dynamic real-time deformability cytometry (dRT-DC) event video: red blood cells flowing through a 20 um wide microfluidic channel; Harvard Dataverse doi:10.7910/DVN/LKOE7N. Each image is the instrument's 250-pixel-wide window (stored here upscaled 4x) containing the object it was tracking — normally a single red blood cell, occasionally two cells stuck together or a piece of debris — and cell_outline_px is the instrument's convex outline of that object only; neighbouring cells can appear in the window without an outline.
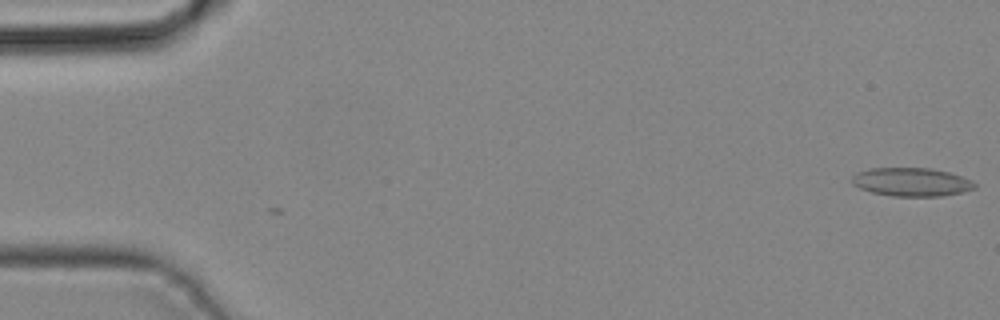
{"species": "common noctule bat (a hibernating species)", "species_latin": "Nyctalus noctula", "temperature_condition": "cold", "stored_images_in_passage": 43, "camera_frame_rate_fps": 3000, "um_per_image_px": 0.085, "animal": {"sex": "male", "body_mass_g": 19.2, "forearm_length_mm": 51.8}, "frame": {"image": 1, "passage_image": 1, "time_ms": 0.0, "image_size_px": [1000, 320], "cell_outline_px": [[976, 188], [960, 192], [940, 196], [892, 196], [872, 192], [860, 188], [852, 184], [852, 176], [860, 172], [872, 168], [928, 168], [948, 172], [972, 180], [976, 184]], "centroid_in_image_um": [77.48, 15.47], "position_along_channel_um": 7.5, "area_um2": 20.11}}
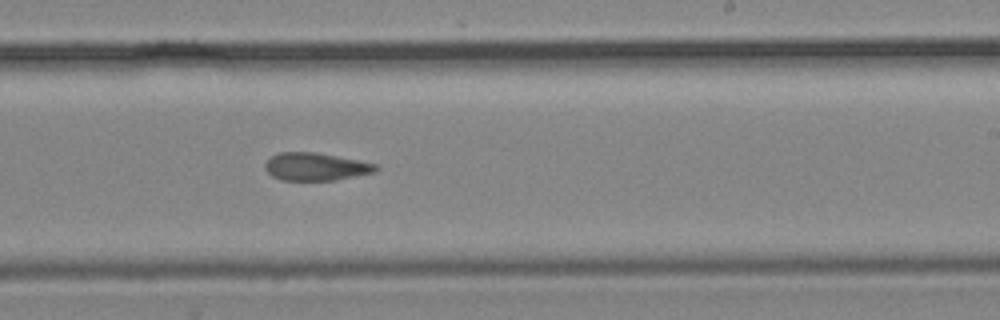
{"frame": {"image": 2, "passage_image": 26, "time_ms": 8.333, "image_size_px": [1000, 320], "cell_outline_px": [[380, 168], [376, 172], [336, 180], [280, 180], [272, 176], [264, 168], [264, 164], [272, 156], [280, 152], [312, 152], [356, 160], [376, 164]], "centroid_in_image_um": [26.83, 14.18], "position_along_channel_um": 262.2, "area_um2": 17.74}}
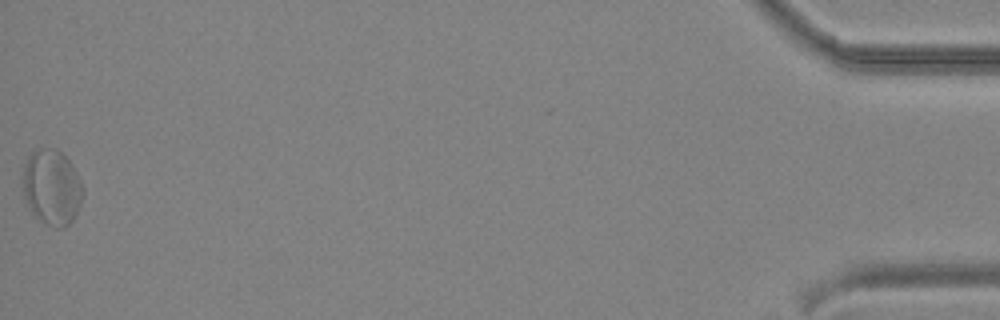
{"frame": {"image": 3, "passage_image": 43, "time_ms": 14.0, "image_size_px": [1000, 320], "cell_outline_px": [[84, 192], [80, 204], [72, 220], [64, 228], [56, 228], [32, 216], [28, 208], [20, 184], [24, 164], [28, 156], [36, 148], [56, 148], [72, 164], [84, 188]], "centroid_in_image_um": [4.36, 15.91], "position_along_channel_um": 430.8, "area_um2": 26.93}}